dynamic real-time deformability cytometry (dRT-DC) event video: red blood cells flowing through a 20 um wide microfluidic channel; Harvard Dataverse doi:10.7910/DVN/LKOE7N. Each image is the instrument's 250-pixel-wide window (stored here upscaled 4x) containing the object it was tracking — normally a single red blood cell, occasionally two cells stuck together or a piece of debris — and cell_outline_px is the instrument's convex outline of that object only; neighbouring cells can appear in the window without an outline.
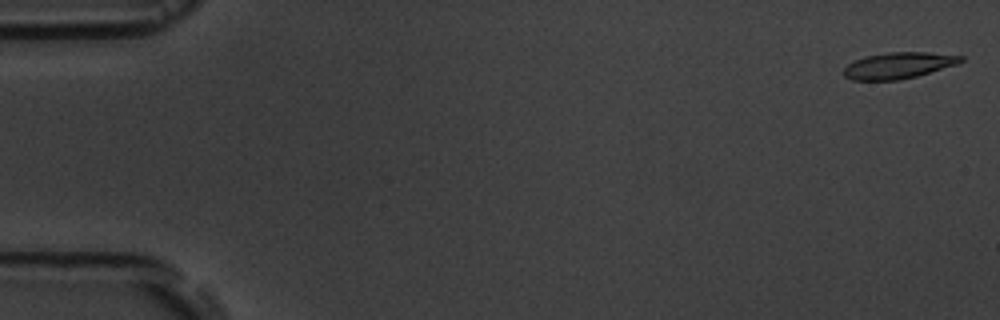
{"species": "common noctule bat (a hibernating species)", "species_latin": "Nyctalus noctula", "temperature_condition": "room temperature", "stored_images_in_passage": 7, "camera_frame_rate_fps": 3000, "um_per_image_px": 0.085, "animal": {"sex": "male", "body_mass_g": 19.5, "forearm_length_mm": 54.6}, "frame": {"image": 1, "passage_image": 1, "time_ms": 0.0, "image_size_px": [1000, 320], "cell_outline_px": [[964, 60], [956, 64], [916, 76], [896, 80], [852, 80], [844, 76], [844, 68], [848, 64], [864, 56], [888, 52], [928, 52], [964, 56]], "centroid_in_image_um": [76.35, 5.55], "position_along_channel_um": 8.6, "area_um2": 17.74}}
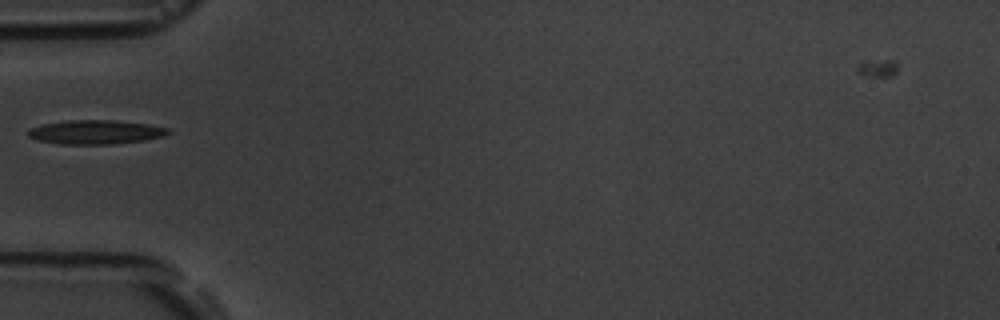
{"frame": {"image": 2, "passage_image": 6, "time_ms": 5.667, "image_size_px": [1000, 320], "cell_outline_px": [[172, 132], [164, 136], [144, 140], [112, 144], [60, 144], [36, 140], [28, 136], [28, 128], [40, 124], [68, 120], [116, 120], [148, 124], [168, 128]], "centroid_in_image_um": [8.1, 11.22], "position_along_channel_um": 76.9, "area_um2": 19.83}}
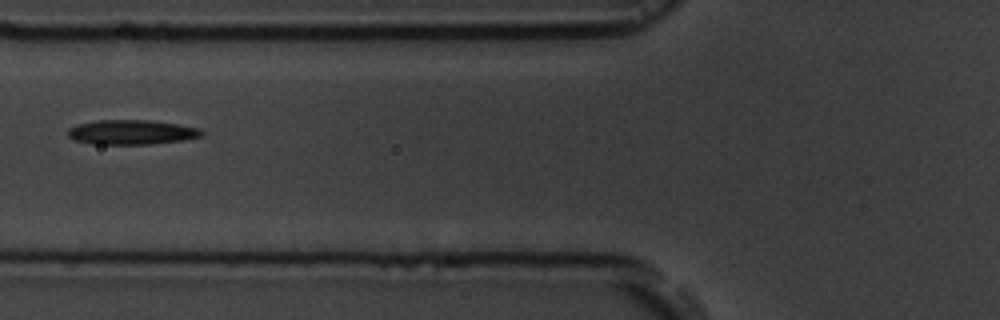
{"frame": {"image": 3, "passage_image": 7, "time_ms": 6.667, "image_size_px": [1000, 320], "cell_outline_px": [[204, 136], [184, 140], [152, 144], [92, 144], [72, 140], [68, 136], [68, 128], [76, 124], [96, 120], [148, 120], [176, 124], [200, 128], [204, 132]], "centroid_in_image_um": [11.17, 11.24], "position_along_channel_um": 114.6, "area_um2": 19.42}}